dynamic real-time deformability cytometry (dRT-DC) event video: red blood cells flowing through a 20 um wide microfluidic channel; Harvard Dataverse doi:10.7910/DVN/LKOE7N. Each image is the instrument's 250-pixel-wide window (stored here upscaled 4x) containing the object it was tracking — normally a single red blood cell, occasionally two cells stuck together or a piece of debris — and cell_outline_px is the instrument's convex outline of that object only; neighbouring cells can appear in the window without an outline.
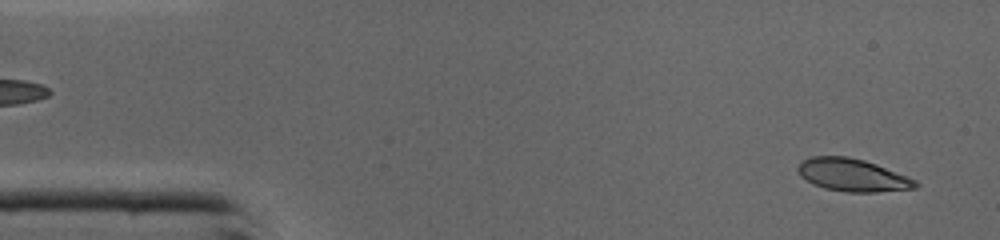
{"species": "common noctule bat (a hibernating species)", "species_latin": "Nyctalus noctula", "temperature_condition": "cold", "stored_images_in_passage": 44, "camera_frame_rate_fps": 3000, "um_per_image_px": 0.085, "animal": {"sex": "male", "body_mass_g": 19.0, "forearm_length_mm": 50.8}, "frame": {"image": 1, "passage_image": 2, "time_ms": 0.333, "image_size_px": [1000, 240], "cell_outline_px": [[920, 184], [916, 188], [876, 192], [844, 192], [824, 188], [812, 184], [800, 176], [796, 168], [800, 160], [812, 156], [848, 156], [864, 160], [876, 164], [908, 176], [916, 180]], "centroid_in_image_um": [72.43, 14.88], "position_along_channel_um": 12.6, "area_um2": 22.66}}
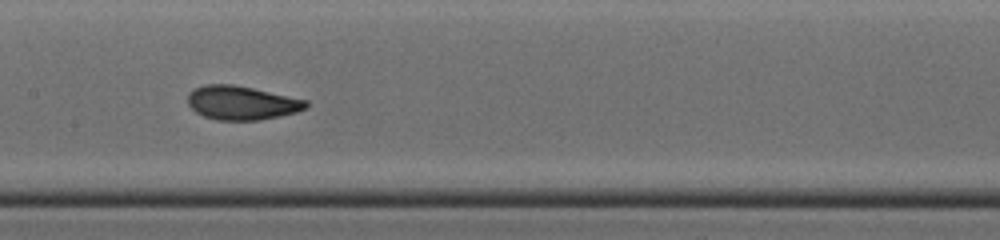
{"frame": {"image": 2, "passage_image": 21, "time_ms": 6.667, "image_size_px": [1000, 240], "cell_outline_px": [[308, 104], [304, 108], [296, 112], [280, 116], [260, 120], [216, 120], [204, 116], [196, 112], [188, 104], [188, 92], [192, 88], [204, 84], [232, 84], [252, 88], [308, 100]], "centroid_in_image_um": [20.5, 8.73], "position_along_channel_um": 186.9, "area_um2": 23.35}}
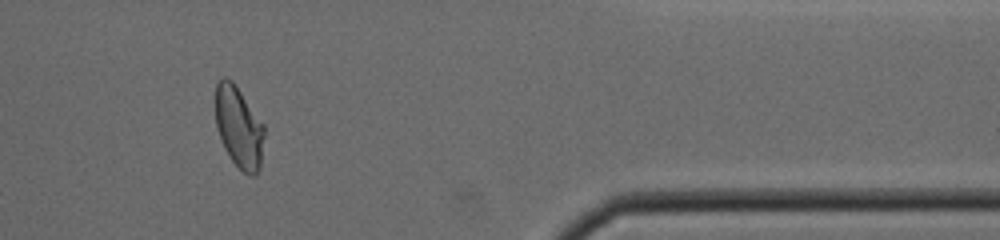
{"frame": {"image": 3, "passage_image": 37, "time_ms": 12.0, "image_size_px": [1000, 240], "cell_outline_px": [[264, 136], [260, 168], [256, 176], [248, 176], [232, 160], [224, 148], [216, 128], [216, 84], [224, 76], [232, 80], [264, 124]], "centroid_in_image_um": [20.31, 10.83], "position_along_channel_um": 391.1, "area_um2": 23.12}, "authors_computed_cell_mechanics": {"area_um2": 23.12, "velocity_mm_per_s": 4.3716, "shape_relaxation_time_tau1_ms": 3.1545, "shape_relaxation_time_tau2_ms": 0.9775, "deformation_change_tau1": 0.136, "deformation_change_tau2": 0.0555}}